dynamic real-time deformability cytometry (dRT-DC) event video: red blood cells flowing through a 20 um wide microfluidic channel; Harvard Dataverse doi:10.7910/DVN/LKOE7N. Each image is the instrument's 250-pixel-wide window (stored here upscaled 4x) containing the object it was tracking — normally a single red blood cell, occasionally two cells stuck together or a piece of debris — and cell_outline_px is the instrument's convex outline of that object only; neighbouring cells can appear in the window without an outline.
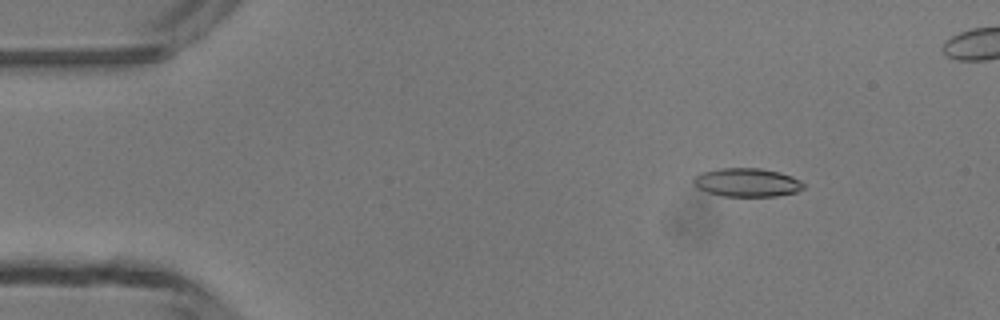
{"species": "common noctule bat (a hibernating species)", "species_latin": "Nyctalus noctula", "temperature_condition": "room temperature", "stored_images_in_passage": 4, "camera_frame_rate_fps": 3000, "um_per_image_px": 0.085, "animal": {"sex": "male", "body_mass_g": 13.3}, "frame": {"image": 1, "passage_image": 1, "time_ms": 0.0, "image_size_px": [1000, 320], "cell_outline_px": [[804, 188], [796, 192], [776, 196], [720, 196], [696, 188], [692, 184], [692, 180], [700, 172], [720, 168], [760, 168], [780, 172], [792, 176], [800, 180], [804, 184]], "centroid_in_image_um": [63.47, 15.5], "position_along_channel_um": 21.5, "area_um2": 18.5}}